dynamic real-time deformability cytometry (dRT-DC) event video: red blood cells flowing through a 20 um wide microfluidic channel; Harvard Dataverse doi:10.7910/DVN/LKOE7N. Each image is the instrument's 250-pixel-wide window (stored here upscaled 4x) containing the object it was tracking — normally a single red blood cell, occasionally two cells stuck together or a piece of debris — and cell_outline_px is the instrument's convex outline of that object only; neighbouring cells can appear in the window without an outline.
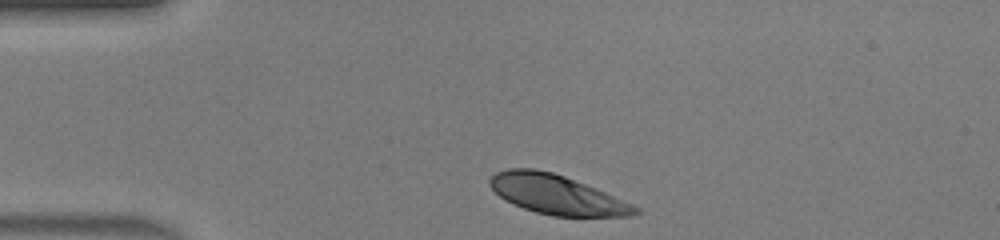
{"species": "human", "species_latin": "Homo sapiens", "temperature_condition": "warm", "stored_images_in_passage": 30, "camera_frame_rate_fps": 3000, "um_per_image_px": 0.085, "donor": {"sex": "male"}, "frame": {"image": 1, "passage_image": 1, "time_ms": 0.0, "image_size_px": [1000, 240], "cell_outline_px": [[640, 212], [632, 216], [552, 216], [536, 212], [512, 204], [504, 200], [488, 184], [488, 180], [496, 172], [508, 168], [536, 168], [552, 172], [564, 176], [596, 188], [632, 204], [640, 208]], "centroid_in_image_um": [47.3, 16.53], "position_along_channel_um": 37.7, "area_um2": 33.29}}
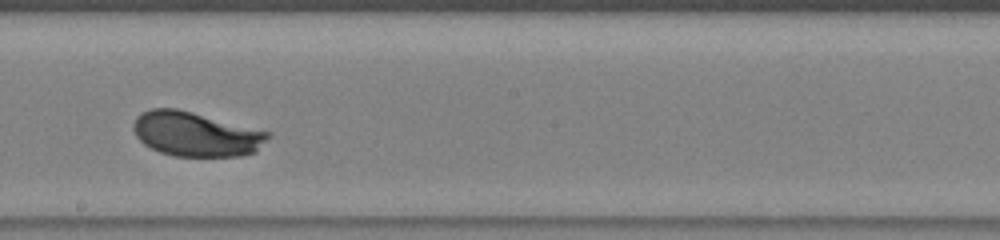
{"frame": {"image": 2, "passage_image": 17, "time_ms": 5.333, "image_size_px": [1000, 240], "cell_outline_px": [[272, 136], [256, 152], [240, 156], [172, 156], [160, 152], [144, 144], [136, 136], [132, 128], [132, 124], [136, 116], [140, 112], [152, 108], [176, 108], [272, 132]], "centroid_in_image_um": [16.66, 11.4], "position_along_channel_um": 231.5, "area_um2": 35.2}}
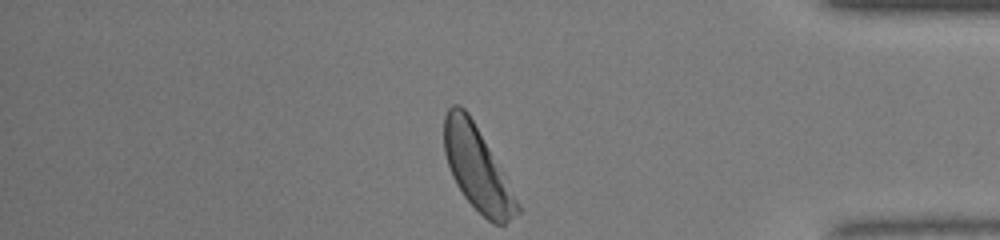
{"frame": {"image": 3, "passage_image": 30, "time_ms": 9.667, "image_size_px": [1000, 240], "cell_outline_px": [[520, 212], [504, 224], [492, 224], [464, 196], [456, 184], [452, 176], [444, 152], [444, 116], [448, 108], [452, 104], [460, 104], [468, 112], [504, 172], [520, 208]], "centroid_in_image_um": [40.55, 14.28], "position_along_channel_um": 394.7, "area_um2": 35.32}, "authors_computed_cell_mechanics": {"area_um2": 34.969, "velocity_mm_per_s": 4.3901, "shape_relaxation_time_tau1_ms": 1.3471, "shape_relaxation_time_tau2_ms": null, "deformation_change_tau1": 0.1224, "deformation_change_tau2": null}}